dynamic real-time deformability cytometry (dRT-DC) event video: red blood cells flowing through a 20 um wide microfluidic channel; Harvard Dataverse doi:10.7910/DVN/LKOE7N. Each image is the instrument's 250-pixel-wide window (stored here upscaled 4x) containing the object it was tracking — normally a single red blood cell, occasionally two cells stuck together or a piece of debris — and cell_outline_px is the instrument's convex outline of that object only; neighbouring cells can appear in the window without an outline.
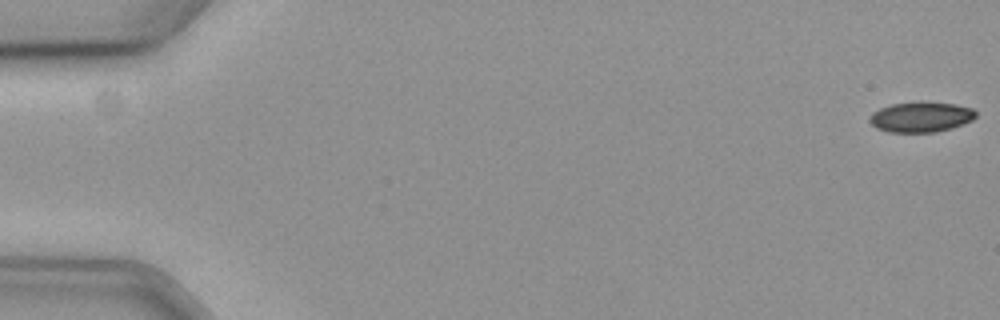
{"species": "common noctule bat (a hibernating species)", "species_latin": "Nyctalus noctula", "temperature_condition": "cold", "stored_images_in_passage": 10, "camera_frame_rate_fps": 3000, "um_per_image_px": 0.085, "animal": {"sex": "female", "body_mass_g": 19.3, "forearm_length_mm": 54.1}, "frame": {"image": 1, "passage_image": 1, "time_ms": 0.0, "image_size_px": [1000, 320], "cell_outline_px": [[976, 116], [972, 120], [964, 124], [952, 128], [936, 132], [888, 132], [876, 128], [868, 120], [872, 112], [880, 108], [892, 104], [956, 104], [972, 108], [976, 112]], "centroid_in_image_um": [78.27, 9.98], "position_along_channel_um": 6.7, "area_um2": 18.21}}